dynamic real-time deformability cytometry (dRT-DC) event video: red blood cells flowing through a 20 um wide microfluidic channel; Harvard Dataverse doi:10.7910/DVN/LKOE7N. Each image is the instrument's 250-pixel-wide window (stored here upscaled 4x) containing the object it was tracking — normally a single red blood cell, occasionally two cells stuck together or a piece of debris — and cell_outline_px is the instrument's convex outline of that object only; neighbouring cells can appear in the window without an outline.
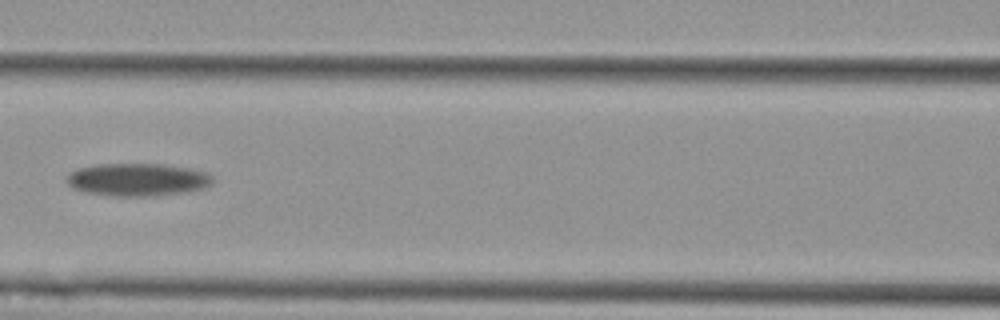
{"species": "Egyptian fruit bat (a non-hibernating species)", "species_latin": "Rousettus aegyptiacus", "temperature_condition": "cold", "stored_images_in_passage": 9, "camera_frame_rate_fps": 3000, "um_per_image_px": 0.085, "animal": {"sex": "female"}, "frame": {"image": 1, "passage_image": 6, "time_ms": 7.0, "image_size_px": [1000, 320], "cell_outline_px": [[212, 184], [204, 188], [184, 192], [152, 196], [112, 196], [88, 192], [72, 188], [64, 180], [76, 168], [100, 164], [164, 164], [188, 168], [208, 172], [212, 176]], "centroid_in_image_um": [11.69, 15.26], "position_along_channel_um": 154.9, "area_um2": 27.86}}
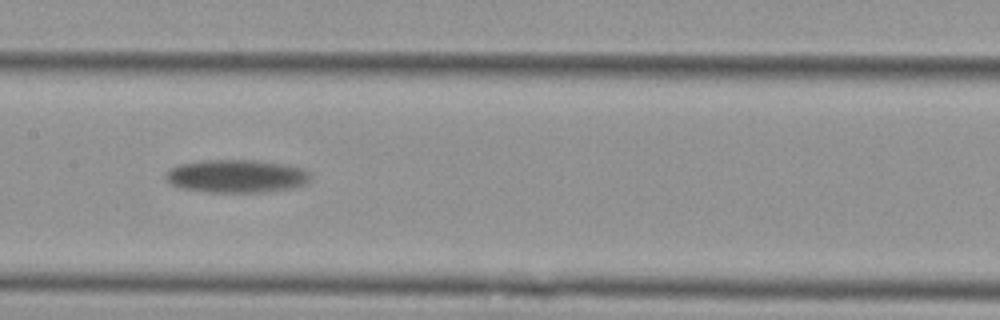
{"frame": {"image": 2, "passage_image": 7, "time_ms": 8.0, "image_size_px": [1000, 320], "cell_outline_px": [[312, 176], [304, 184], [292, 188], [260, 192], [204, 192], [184, 188], [172, 184], [164, 176], [168, 168], [180, 164], [200, 160], [260, 160], [288, 164], [304, 168], [312, 172]], "centroid_in_image_um": [20.14, 14.95], "position_along_channel_um": 187.3, "area_um2": 28.21}}
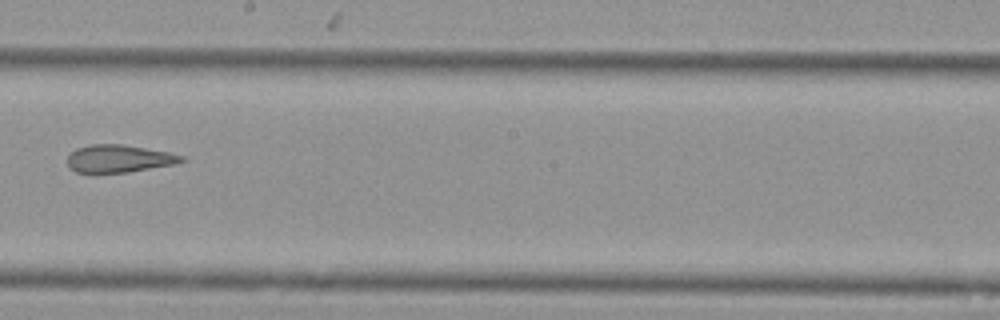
{"frame": {"image": 3, "passage_image": 9, "time_ms": 11.667, "image_size_px": [1000, 320], "cell_outline_px": [[188, 160], [176, 164], [128, 172], [96, 176], [92, 176], [76, 172], [68, 168], [68, 156], [76, 148], [92, 144], [120, 144], [168, 152], [184, 156]], "centroid_in_image_um": [10.06, 13.54], "position_along_channel_um": 238.1, "area_um2": 19.07}}